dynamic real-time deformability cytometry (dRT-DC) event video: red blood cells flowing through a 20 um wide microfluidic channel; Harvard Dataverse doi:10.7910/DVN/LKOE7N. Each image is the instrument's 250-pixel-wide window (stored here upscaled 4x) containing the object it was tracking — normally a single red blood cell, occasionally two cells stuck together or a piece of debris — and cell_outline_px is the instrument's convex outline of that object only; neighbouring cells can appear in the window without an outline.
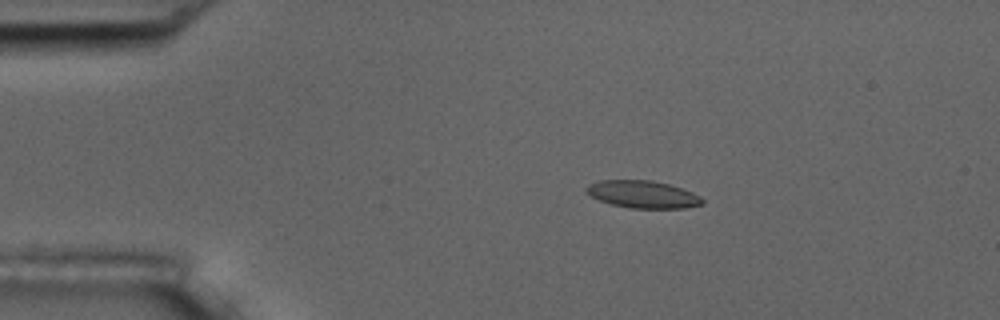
{"species": "common noctule bat (a hibernating species)", "species_latin": "Nyctalus noctula", "temperature_condition": "room temperature", "stored_images_in_passage": 8, "camera_frame_rate_fps": 3000, "um_per_image_px": 0.085, "animal": {"sex": "male", "body_mass_g": 17.5, "forearm_length_mm": 52.3}, "frame": {"image": 1, "passage_image": 4, "time_ms": 3.333, "image_size_px": [1000, 320], "cell_outline_px": [[704, 204], [684, 208], [628, 208], [612, 204], [600, 200], [584, 192], [584, 188], [588, 184], [600, 180], [652, 180], [668, 184], [692, 192], [700, 196], [704, 200]], "centroid_in_image_um": [54.62, 16.52], "position_along_channel_um": 30.4, "area_um2": 18.55}}
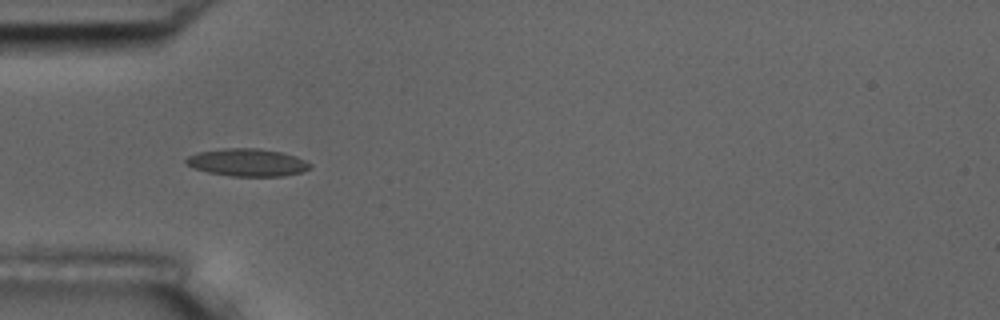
{"frame": {"image": 2, "passage_image": 6, "time_ms": 5.667, "image_size_px": [1000, 320], "cell_outline_px": [[312, 168], [300, 172], [284, 176], [232, 176], [208, 172], [192, 168], [184, 160], [188, 156], [196, 152], [224, 148], [256, 148], [280, 152], [296, 156], [312, 164]], "centroid_in_image_um": [21.02, 13.81], "position_along_channel_um": 64.0, "area_um2": 19.94}}